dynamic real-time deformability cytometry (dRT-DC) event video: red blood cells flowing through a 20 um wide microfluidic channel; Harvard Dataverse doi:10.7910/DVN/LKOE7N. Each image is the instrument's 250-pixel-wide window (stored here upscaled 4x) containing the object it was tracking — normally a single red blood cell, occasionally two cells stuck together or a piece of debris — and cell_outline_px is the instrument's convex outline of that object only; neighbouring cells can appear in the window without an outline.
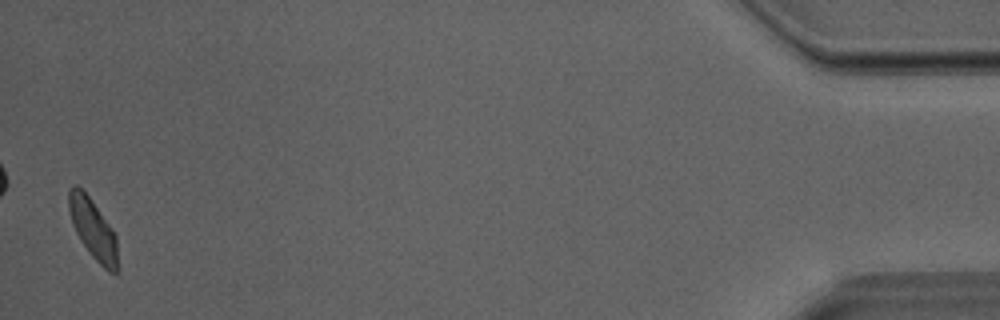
{"species": "Egyptian fruit bat (a non-hibernating species)", "species_latin": "Rousettus aegyptiacus", "temperature_condition": "room temperature", "stored_images_in_passage": 37, "camera_frame_rate_fps": 3000, "um_per_image_px": 0.085, "animal": {"sex": "male"}, "frame": {"image": 1, "passage_image": 37, "time_ms": 12.0, "image_size_px": [1000, 320], "cell_outline_px": [[120, 272], [108, 272], [88, 252], [80, 240], [72, 224], [68, 208], [68, 188], [76, 184], [88, 196], [112, 228], [116, 236], [120, 268]], "centroid_in_image_um": [7.93, 19.52], "position_along_channel_um": 427.3, "area_um2": 17.34}}